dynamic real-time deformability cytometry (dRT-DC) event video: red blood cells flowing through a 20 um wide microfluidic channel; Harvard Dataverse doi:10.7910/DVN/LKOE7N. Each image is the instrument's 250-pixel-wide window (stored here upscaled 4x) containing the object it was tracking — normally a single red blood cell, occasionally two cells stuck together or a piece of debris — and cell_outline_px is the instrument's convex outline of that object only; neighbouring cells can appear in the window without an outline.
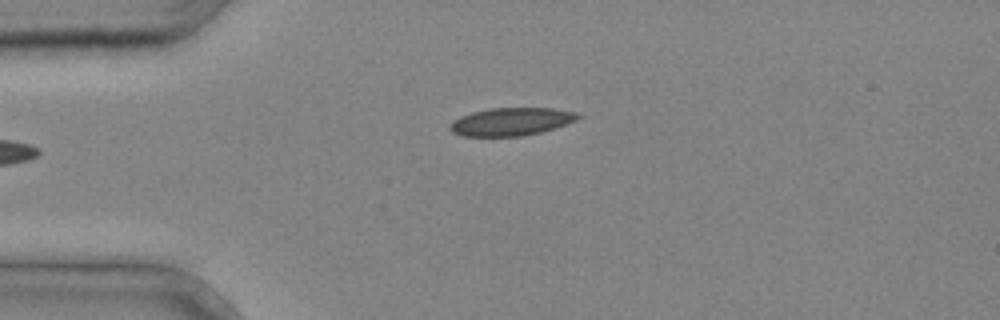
{"species": "common noctule bat (a hibernating species)", "species_latin": "Nyctalus noctula", "temperature_condition": "cold", "stored_images_in_passage": 27, "camera_frame_rate_fps": 3000, "um_per_image_px": 0.085, "animal": {"sex": "male", "body_mass_g": 20.4}, "frame": {"image": 1, "passage_image": 1, "time_ms": 0.0, "image_size_px": [1000, 320], "cell_outline_px": [[580, 116], [576, 120], [540, 132], [524, 136], [460, 136], [452, 132], [448, 128], [452, 120], [460, 116], [472, 112], [488, 108], [552, 108], [576, 112]], "centroid_in_image_um": [43.38, 10.34], "position_along_channel_um": 41.6, "area_um2": 20.75}}
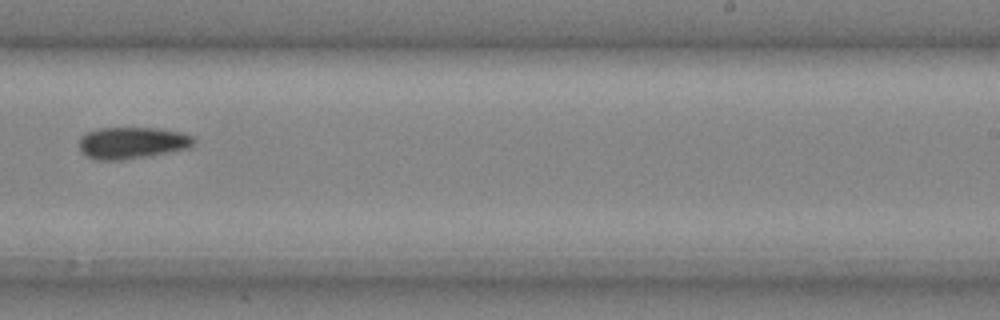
{"frame": {"image": 2, "passage_image": 16, "time_ms": 5.0, "image_size_px": [1000, 320], "cell_outline_px": [[196, 140], [192, 144], [184, 148], [152, 156], [120, 160], [96, 160], [88, 156], [80, 148], [80, 136], [84, 132], [96, 128], [152, 128], [180, 132], [192, 136]], "centroid_in_image_um": [11.18, 12.14], "position_along_channel_um": 277.8, "area_um2": 21.04}}
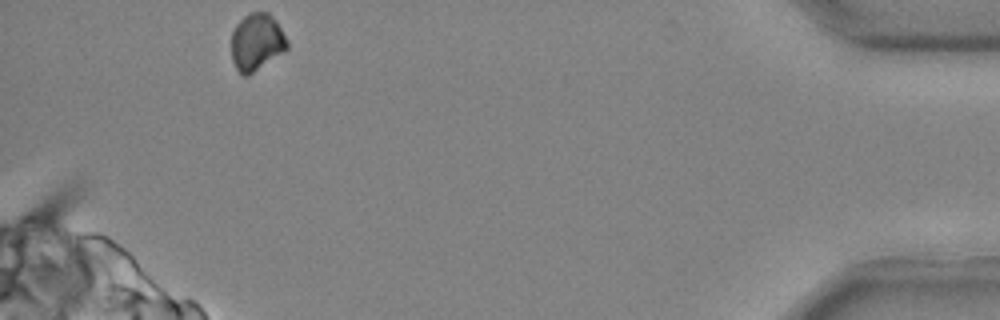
{"frame": {"image": 3, "passage_image": 27, "time_ms": 8.667, "image_size_px": [1000, 320], "cell_outline_px": [[288, 48], [284, 52], [248, 76], [244, 76], [236, 68], [232, 60], [232, 32], [236, 24], [248, 12], [268, 12], [276, 20], [288, 40]], "centroid_in_image_um": [21.83, 3.57], "position_along_channel_um": 413.4, "area_um2": 18.67}}